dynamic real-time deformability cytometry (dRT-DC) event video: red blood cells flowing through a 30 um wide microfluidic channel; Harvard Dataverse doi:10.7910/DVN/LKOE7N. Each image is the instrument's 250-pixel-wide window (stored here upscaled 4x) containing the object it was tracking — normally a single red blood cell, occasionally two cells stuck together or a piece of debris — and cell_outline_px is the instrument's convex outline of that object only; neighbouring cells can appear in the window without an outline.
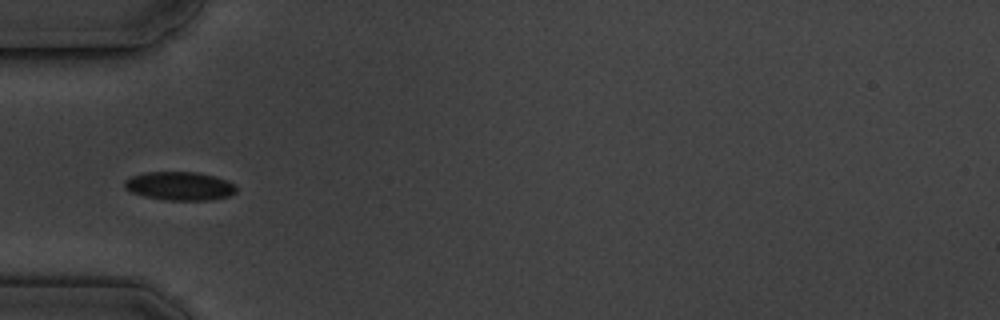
{"species": "common noctule bat (a hibernating species)", "species_latin": "Nyctalus noctula", "temperature_condition": "cold", "stored_images_in_passage": 8, "camera_frame_rate_fps": 3000, "um_per_image_px": 0.085, "animal": {"sex": "male", "body_mass_g": 19.5, "forearm_length_mm": 54.6}, "frame": {"image": 1, "passage_image": 6, "time_ms": 6.0, "image_size_px": [1000, 320], "cell_outline_px": [[236, 192], [232, 196], [212, 200], [168, 200], [144, 196], [132, 192], [124, 188], [124, 180], [132, 176], [144, 172], [196, 172], [216, 176], [236, 184]], "centroid_in_image_um": [15.31, 15.81], "position_along_channel_um": 69.7, "area_um2": 18.79}}